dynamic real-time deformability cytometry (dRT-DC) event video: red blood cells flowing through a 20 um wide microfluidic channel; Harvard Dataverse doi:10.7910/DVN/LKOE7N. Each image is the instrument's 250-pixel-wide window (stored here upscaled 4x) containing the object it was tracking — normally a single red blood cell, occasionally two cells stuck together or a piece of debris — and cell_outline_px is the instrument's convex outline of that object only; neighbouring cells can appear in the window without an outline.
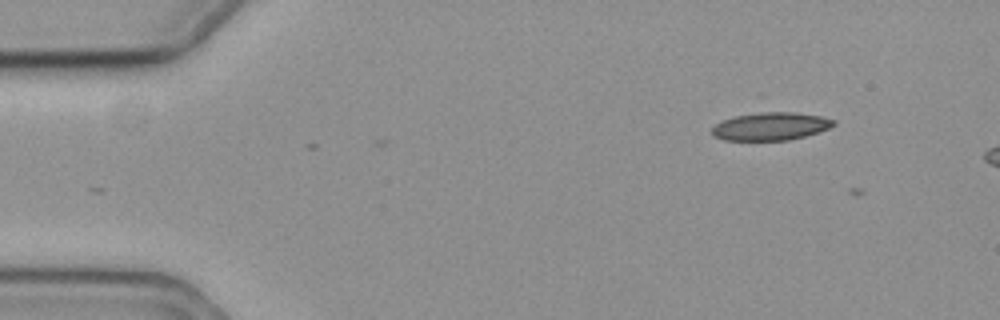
{"species": "common noctule bat (a hibernating species)", "species_latin": "Nyctalus noctula", "temperature_condition": "cold", "stored_images_in_passage": 4, "camera_frame_rate_fps": 3000, "um_per_image_px": 0.085, "animal": {"sex": "female", "body_mass_g": 19.3, "forearm_length_mm": 54.1}, "frame": {"image": 1, "passage_image": 3, "time_ms": 0.667, "image_size_px": [1000, 320], "cell_outline_px": [[836, 124], [828, 128], [804, 136], [788, 140], [724, 140], [716, 136], [712, 132], [712, 128], [720, 120], [732, 116], [768, 108], [796, 112], [820, 116], [836, 120]], "centroid_in_image_um": [65.48, 10.67], "position_along_channel_um": 19.5, "area_um2": 20.52}}